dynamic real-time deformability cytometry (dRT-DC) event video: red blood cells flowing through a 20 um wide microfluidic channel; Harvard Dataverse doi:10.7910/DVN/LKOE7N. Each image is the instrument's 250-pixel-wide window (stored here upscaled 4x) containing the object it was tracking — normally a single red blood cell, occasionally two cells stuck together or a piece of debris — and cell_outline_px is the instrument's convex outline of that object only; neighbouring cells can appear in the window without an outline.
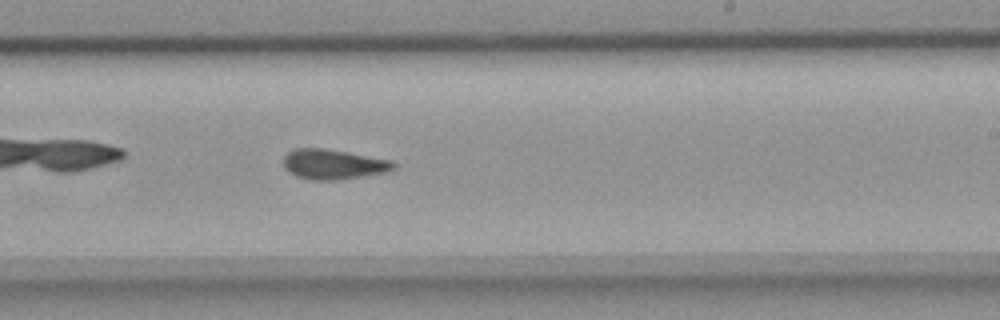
{"species": "common noctule bat (a hibernating species)", "species_latin": "Nyctalus noctula", "temperature_condition": "room temperature", "stored_images_in_passage": 48, "camera_frame_rate_fps": 3000, "um_per_image_px": 0.085, "animal": {"sex": "female", "body_mass_g": 18.4}, "frame": {"image": 1, "passage_image": 28, "time_ms": 9.0, "image_size_px": [1000, 320], "cell_outline_px": [[396, 168], [384, 172], [336, 180], [312, 180], [296, 176], [288, 172], [284, 168], [284, 156], [288, 152], [296, 148], [324, 148], [392, 160], [396, 164]], "centroid_in_image_um": [28.3, 13.96], "position_along_channel_um": 260.7, "area_um2": 19.13}}
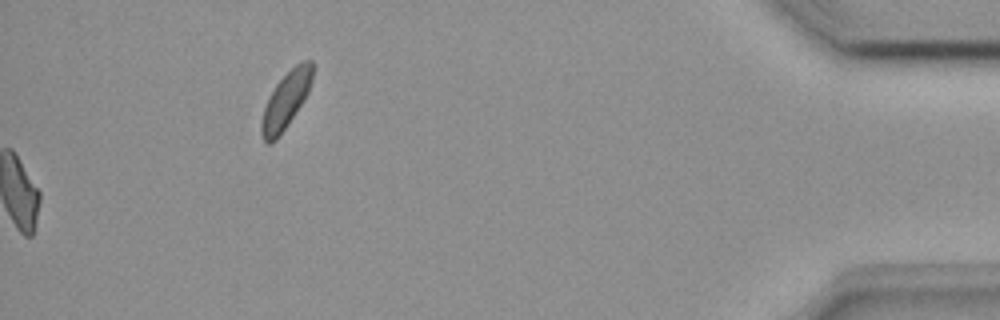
{"frame": {"image": 2, "passage_image": 48, "time_ms": 15.667, "image_size_px": [1000, 320], "cell_outline_px": [[312, 80], [308, 92], [304, 100], [276, 140], [268, 144], [264, 140], [260, 132], [260, 124], [264, 108], [268, 96], [276, 84], [300, 60], [312, 60]], "centroid_in_image_um": [24.28, 8.52], "position_along_channel_um": 410.9, "area_um2": 16.59}}